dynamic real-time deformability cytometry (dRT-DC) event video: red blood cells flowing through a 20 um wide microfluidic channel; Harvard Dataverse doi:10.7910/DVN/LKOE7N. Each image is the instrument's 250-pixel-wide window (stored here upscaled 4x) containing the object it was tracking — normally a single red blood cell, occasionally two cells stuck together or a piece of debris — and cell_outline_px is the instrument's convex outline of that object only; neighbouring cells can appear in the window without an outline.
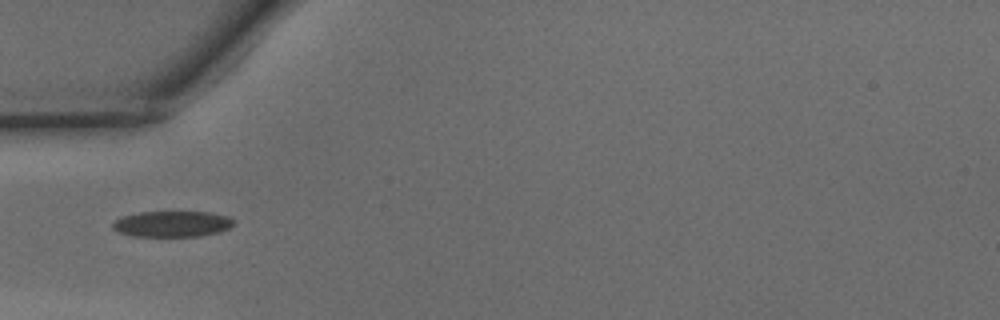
{"species": "common noctule bat (a hibernating species)", "species_latin": "Nyctalus noctula", "temperature_condition": "warm", "stored_images_in_passage": 34, "camera_frame_rate_fps": 3000, "um_per_image_px": 0.085, "animal": {"sex": "male", "body_mass_g": 15.6}, "frame": {"image": 1, "passage_image": 1, "time_ms": 0.0, "image_size_px": [1000, 320], "cell_outline_px": [[236, 224], [220, 232], [200, 236], [136, 236], [120, 232], [112, 228], [112, 224], [116, 220], [124, 216], [140, 212], [212, 212], [228, 216]], "centroid_in_image_um": [14.68, 19.03], "position_along_channel_um": 70.3, "area_um2": 18.15}}
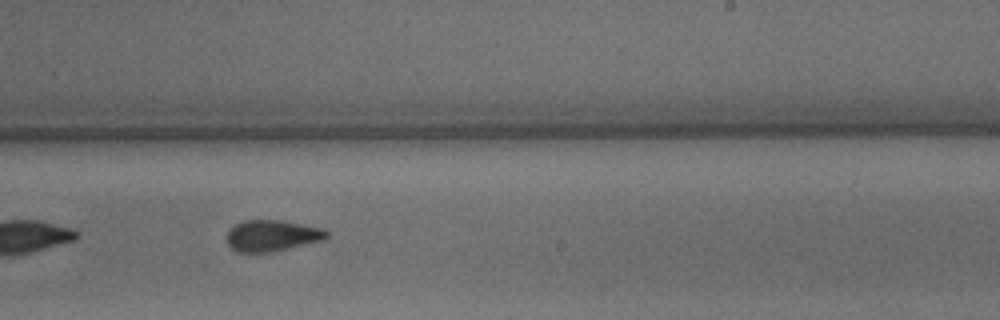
{"frame": {"image": 2, "passage_image": 15, "time_ms": 4.667, "image_size_px": [1000, 320], "cell_outline_px": [[328, 236], [324, 240], [268, 252], [240, 252], [232, 248], [228, 244], [228, 232], [236, 224], [244, 220], [280, 220], [320, 228], [328, 232]], "centroid_in_image_um": [23.12, 20.02], "position_along_channel_um": 265.9, "area_um2": 17.69}, "authors_computed_cell_mechanics": {"area_um2": 18.0914, "velocity_mm_per_s": 4.1764, "shape_relaxation_time_tau1_ms": 4.9755, "shape_relaxation_time_tau2_ms": 1.8028, "deformation_change_tau1": 0.1491, "deformation_change_tau2": 0.0893}}